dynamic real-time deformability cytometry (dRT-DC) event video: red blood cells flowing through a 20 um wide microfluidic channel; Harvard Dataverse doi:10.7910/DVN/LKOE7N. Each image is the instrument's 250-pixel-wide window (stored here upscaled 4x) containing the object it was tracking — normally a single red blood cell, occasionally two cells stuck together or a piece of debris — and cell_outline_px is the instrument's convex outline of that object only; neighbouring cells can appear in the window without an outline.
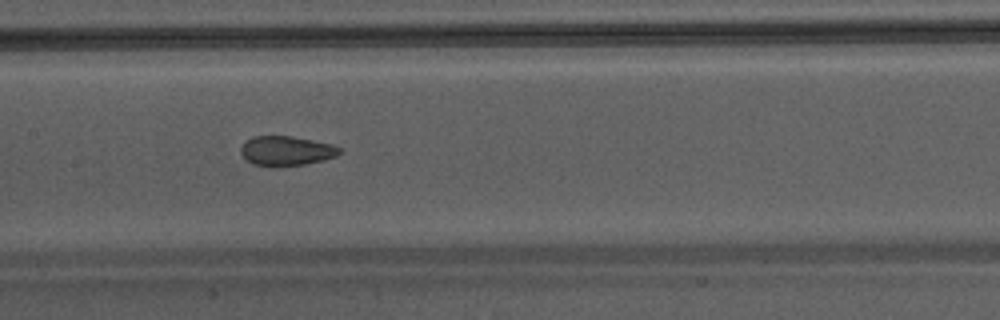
{"species": "Egyptian fruit bat (a non-hibernating species)", "species_latin": "Rousettus aegyptiacus", "temperature_condition": "warm", "stored_images_in_passage": 34, "camera_frame_rate_fps": 3000, "um_per_image_px": 0.085, "animal": {"sex": "male"}, "frame": {"image": 1, "passage_image": 10, "time_ms": 3.0, "image_size_px": [1000, 320], "cell_outline_px": [[344, 148], [336, 156], [304, 164], [272, 168], [252, 164], [240, 152], [240, 148], [252, 136], [292, 136], [332, 144]], "centroid_in_image_um": [24.34, 12.83], "position_along_channel_um": 183.1, "area_um2": 17.11}}